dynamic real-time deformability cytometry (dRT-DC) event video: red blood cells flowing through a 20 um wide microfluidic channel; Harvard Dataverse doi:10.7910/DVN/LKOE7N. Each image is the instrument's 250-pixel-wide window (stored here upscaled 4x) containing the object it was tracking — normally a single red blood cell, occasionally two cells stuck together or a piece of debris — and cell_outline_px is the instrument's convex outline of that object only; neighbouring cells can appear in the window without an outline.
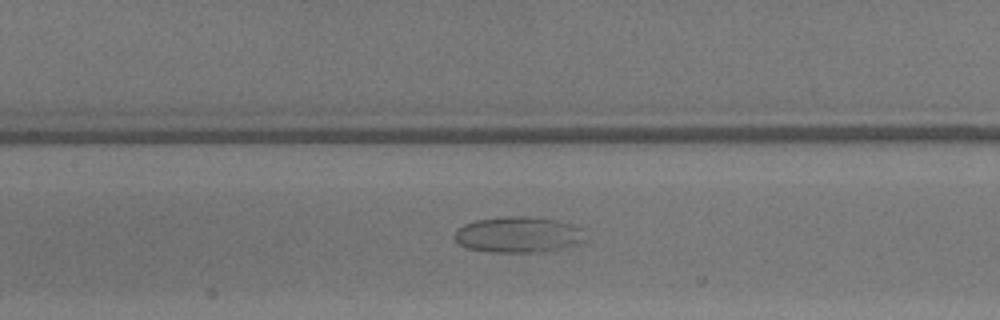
{"species": "common noctule bat (a hibernating species)", "species_latin": "Nyctalus noctula", "temperature_condition": "warm", "stored_images_in_passage": 49, "camera_frame_rate_fps": 3000, "um_per_image_px": 0.085, "animal": {"sex": "male", "body_mass_g": 13.3}, "frame": {"image": 1, "passage_image": 23, "time_ms": 7.333, "image_size_px": [1000, 320], "cell_outline_px": [[584, 240], [576, 244], [544, 252], [496, 252], [468, 248], [460, 244], [456, 240], [456, 228], [464, 224], [476, 220], [504, 216], [528, 216], [556, 220], [572, 224], [584, 228]], "centroid_in_image_um": [44.08, 19.93], "position_along_channel_um": 163.3, "area_um2": 27.28}}
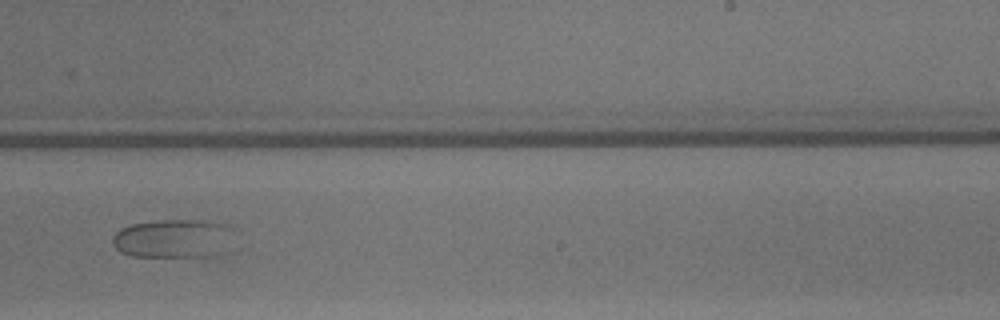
{"frame": {"image": 2, "passage_image": 31, "time_ms": 10.0, "image_size_px": [1000, 320], "cell_outline_px": [[232, 228], [212, 256], [132, 256], [120, 252], [112, 244], [112, 236], [120, 228], [132, 224], [156, 220], [204, 220], [220, 224]], "centroid_in_image_um": [14.5, 20.25], "position_along_channel_um": 274.5, "area_um2": 26.24}}
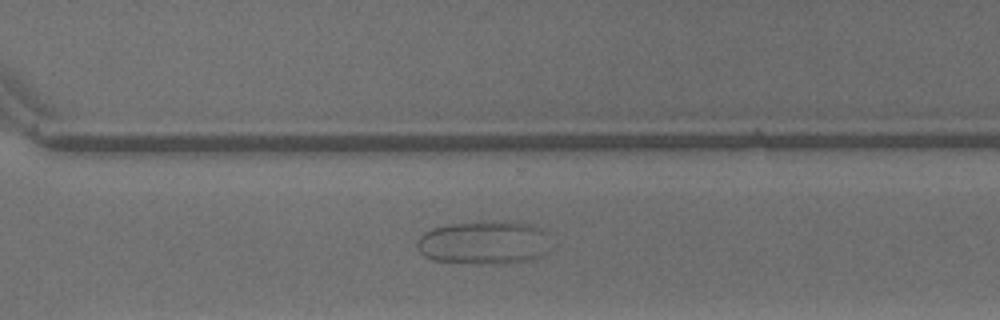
{"frame": {"image": 3, "passage_image": 35, "time_ms": 11.333, "image_size_px": [1000, 320], "cell_outline_px": [[540, 256], [528, 260], [504, 264], [476, 264], [432, 260], [424, 256], [420, 252], [416, 244], [420, 236], [424, 232], [432, 228], [448, 224], [496, 220], [528, 224], [540, 228]], "centroid_in_image_um": [40.92, 20.63], "position_along_channel_um": 329.7, "area_um2": 32.89}}